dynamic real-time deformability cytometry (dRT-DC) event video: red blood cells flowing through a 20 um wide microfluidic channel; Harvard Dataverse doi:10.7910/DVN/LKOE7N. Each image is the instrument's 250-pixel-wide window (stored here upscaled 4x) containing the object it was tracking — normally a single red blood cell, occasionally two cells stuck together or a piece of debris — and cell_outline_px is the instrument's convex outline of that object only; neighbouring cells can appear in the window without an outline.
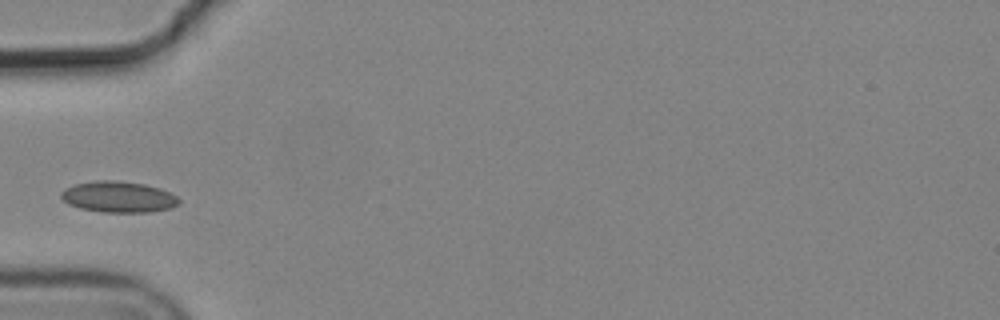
{"species": "common noctule bat (a hibernating species)", "species_latin": "Nyctalus noctula", "temperature_condition": "cold", "stored_images_in_passage": 5, "camera_frame_rate_fps": 3000, "um_per_image_px": 0.085, "animal": {"sex": "male", "body_mass_g": 19.2, "forearm_length_mm": 51.8}, "frame": {"image": 1, "passage_image": 3, "time_ms": 0.667, "image_size_px": [1000, 320], "cell_outline_px": [[180, 204], [172, 208], [148, 212], [100, 212], [80, 208], [68, 204], [60, 196], [60, 192], [64, 188], [72, 184], [96, 180], [116, 180], [144, 184], [160, 188], [176, 196], [180, 200]], "centroid_in_image_um": [10.04, 16.73], "position_along_channel_um": 75.0, "area_um2": 21.56}}
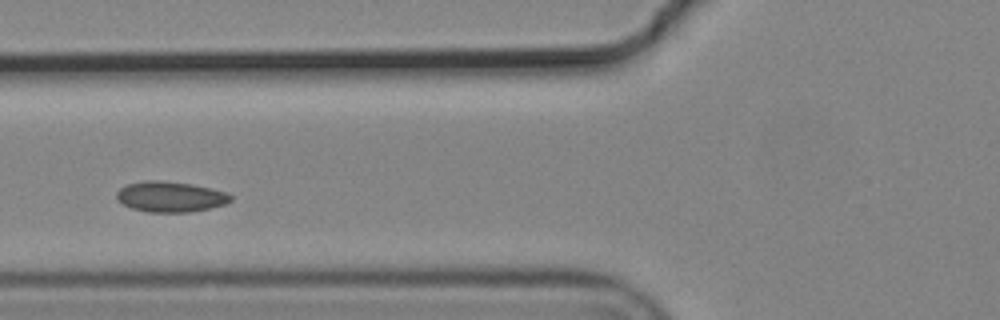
{"frame": {"image": 2, "passage_image": 4, "time_ms": 1.0, "image_size_px": [1000, 320], "cell_outline_px": [[232, 200], [224, 204], [208, 208], [188, 212], [148, 212], [132, 208], [124, 204], [116, 196], [116, 192], [120, 188], [128, 184], [144, 180], [160, 180], [192, 184], [224, 192], [232, 196]], "centroid_in_image_um": [14.46, 16.71], "position_along_channel_um": 111.3, "area_um2": 20.0}}
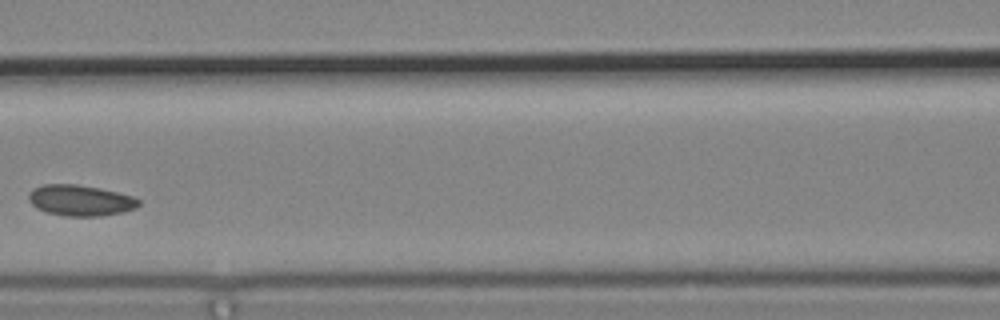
{"frame": {"image": 3, "passage_image": 5, "time_ms": 1.333, "image_size_px": [1000, 320], "cell_outline_px": [[140, 204], [136, 208], [124, 212], [100, 216], [64, 216], [48, 212], [36, 208], [28, 200], [28, 196], [32, 188], [44, 184], [76, 184], [100, 188], [132, 196], [140, 200]], "centroid_in_image_um": [6.83, 17.03], "position_along_channel_um": 159.8, "area_um2": 19.88}}